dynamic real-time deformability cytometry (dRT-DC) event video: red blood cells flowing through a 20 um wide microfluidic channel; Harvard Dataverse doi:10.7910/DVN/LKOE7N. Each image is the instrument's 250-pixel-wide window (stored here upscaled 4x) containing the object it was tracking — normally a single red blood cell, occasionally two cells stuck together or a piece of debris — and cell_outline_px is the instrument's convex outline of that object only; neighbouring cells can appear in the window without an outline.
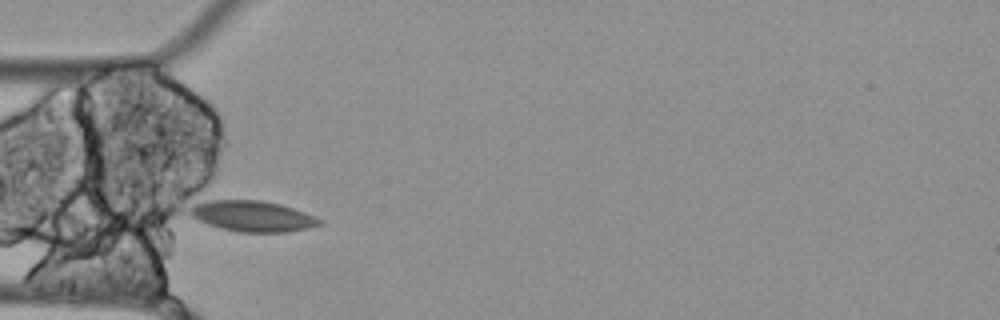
{"species": "Egyptian fruit bat (a non-hibernating species)", "species_latin": "Rousettus aegyptiacus", "temperature_condition": "cold", "stored_images_in_passage": 4, "camera_frame_rate_fps": 3000, "um_per_image_px": 0.085, "animal": {"sex": "female"}, "frame": {"image": 1, "passage_image": 1, "time_ms": 0.0, "image_size_px": [1000, 320], "cell_outline_px": [[324, 224], [308, 228], [288, 232], [240, 232], [220, 228], [208, 224], [192, 216], [188, 212], [196, 204], [208, 200], [260, 200], [280, 204], [304, 212], [324, 220]], "centroid_in_image_um": [21.52, 18.38], "position_along_channel_um": 63.5, "area_um2": 23.12}}
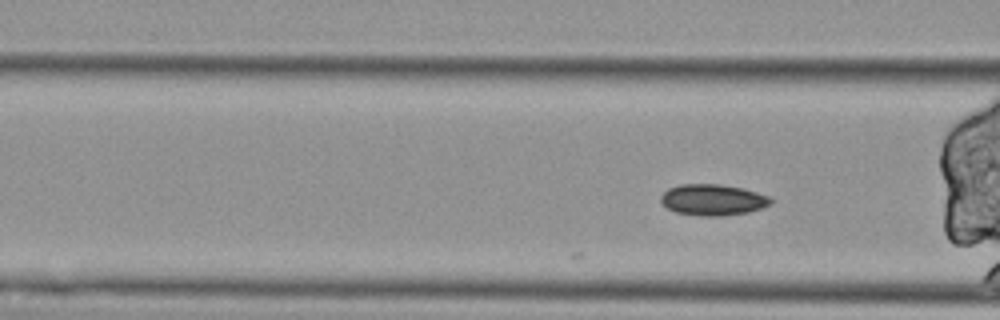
{"frame": {"image": 2, "passage_image": 4, "time_ms": 1.0, "image_size_px": [1000, 320], "cell_outline_px": [[772, 204], [764, 208], [748, 212], [720, 216], [700, 216], [676, 212], [668, 208], [660, 200], [660, 196], [668, 188], [680, 184], [720, 184], [744, 188], [768, 196], [772, 200]], "centroid_in_image_um": [60.61, 16.98], "position_along_channel_um": 106.0, "area_um2": 20.06}}